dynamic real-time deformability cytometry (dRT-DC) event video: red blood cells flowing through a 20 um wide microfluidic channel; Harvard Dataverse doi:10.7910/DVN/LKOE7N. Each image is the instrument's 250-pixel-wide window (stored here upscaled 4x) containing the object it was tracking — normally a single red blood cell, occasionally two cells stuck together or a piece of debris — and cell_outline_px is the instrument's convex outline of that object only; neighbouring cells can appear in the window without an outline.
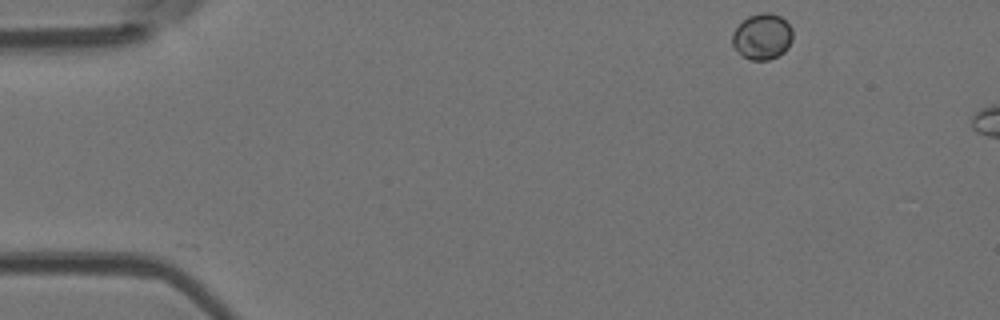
{"species": "Egyptian fruit bat (a non-hibernating species)", "species_latin": "Rousettus aegyptiacus", "temperature_condition": "room temperature", "stored_images_in_passage": 2, "camera_frame_rate_fps": 3000, "um_per_image_px": 0.085, "animal": {"sex": "female"}, "frame": {"image": 1, "passage_image": 1, "time_ms": 0.0, "image_size_px": [1000, 320], "cell_outline_px": [[792, 40], [788, 48], [784, 52], [768, 60], [752, 60], [744, 56], [732, 44], [732, 32], [748, 16], [760, 12], [768, 12], [780, 16], [792, 28]], "centroid_in_image_um": [64.8, 3.09], "position_along_channel_um": 20.2, "area_um2": 16.01}}